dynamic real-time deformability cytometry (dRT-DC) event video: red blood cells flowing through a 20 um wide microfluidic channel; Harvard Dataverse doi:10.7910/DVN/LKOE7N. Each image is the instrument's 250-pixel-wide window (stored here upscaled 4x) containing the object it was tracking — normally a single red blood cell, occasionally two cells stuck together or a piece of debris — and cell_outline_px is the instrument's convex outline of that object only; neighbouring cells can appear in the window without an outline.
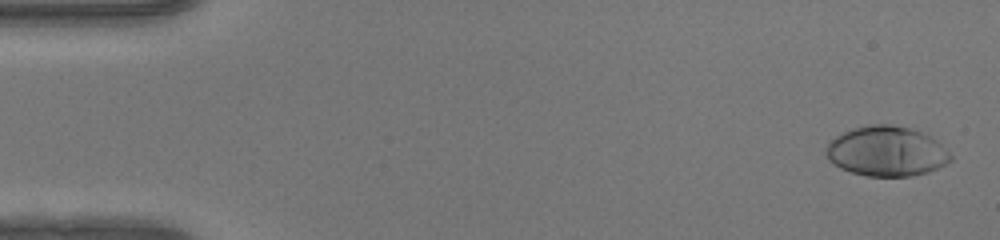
{"species": "human", "species_latin": "Homo sapiens", "temperature_condition": "warm", "stored_images_in_passage": 50, "camera_frame_rate_fps": 3000, "um_per_image_px": 0.085, "donor": {"sex": "female"}, "frame": {"image": 1, "passage_image": 2, "time_ms": 0.333, "image_size_px": [1000, 240], "cell_outline_px": [[952, 160], [928, 172], [912, 176], [868, 176], [852, 172], [840, 168], [828, 160], [824, 152], [824, 148], [836, 136], [852, 128], [868, 124], [888, 124], [908, 128], [920, 132], [936, 140], [952, 156]], "centroid_in_image_um": [75.31, 12.86], "position_along_channel_um": 9.7, "area_um2": 36.07}}
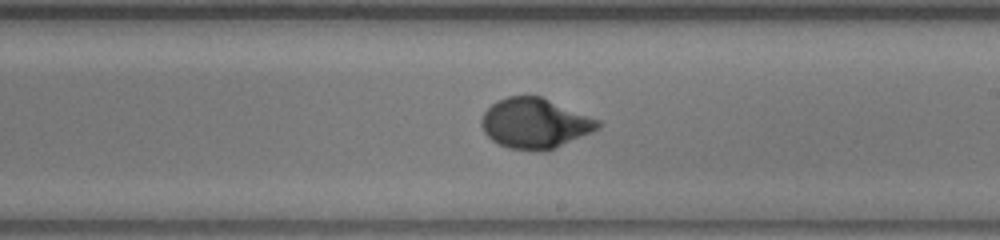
{"frame": {"image": 2, "passage_image": 29, "time_ms": 9.333, "image_size_px": [1000, 240], "cell_outline_px": [[604, 124], [600, 128], [592, 132], [556, 148], [544, 152], [536, 152], [508, 148], [492, 140], [484, 132], [480, 124], [480, 120], [484, 112], [496, 100], [508, 96], [540, 96], [600, 120]], "centroid_in_image_um": [45.47, 10.5], "position_along_channel_um": 243.5, "area_um2": 34.33}}
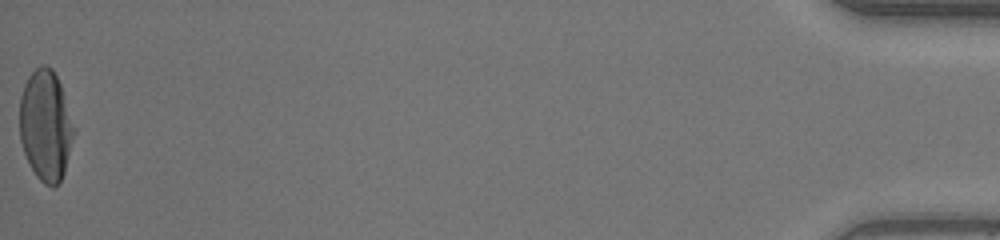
{"frame": {"image": 3, "passage_image": 50, "time_ms": 16.333, "image_size_px": [1000, 240], "cell_outline_px": [[76, 132], [64, 172], [60, 180], [52, 188], [44, 184], [36, 176], [24, 152], [20, 140], [20, 96], [24, 84], [28, 76], [40, 64], [44, 64], [52, 68], [60, 84], [76, 128]], "centroid_in_image_um": [3.9, 10.65], "position_along_channel_um": 431.3, "area_um2": 35.2}, "authors_computed_cell_mechanics": {"area_um2": 33.9286, "velocity_mm_per_s": 4.1878, "shape_relaxation_time_tau1_ms": 3.7755, "shape_relaxation_time_tau2_ms": null, "deformation_change_tau1": 0.2366, "deformation_change_tau2": null}}